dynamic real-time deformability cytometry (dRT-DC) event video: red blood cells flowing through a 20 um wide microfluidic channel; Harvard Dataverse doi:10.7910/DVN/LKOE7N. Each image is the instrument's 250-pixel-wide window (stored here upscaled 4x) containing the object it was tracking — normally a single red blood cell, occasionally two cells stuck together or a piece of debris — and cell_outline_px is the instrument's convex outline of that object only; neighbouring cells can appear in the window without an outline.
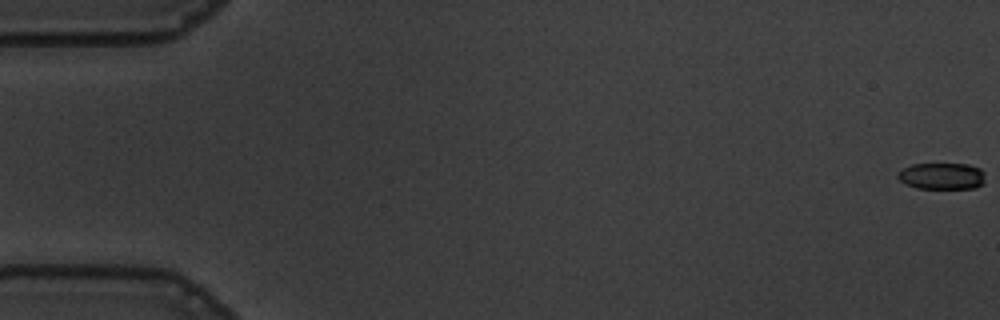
{"species": "common noctule bat (a hibernating species)", "species_latin": "Nyctalus noctula", "temperature_condition": "warm", "stored_images_in_passage": 57, "camera_frame_rate_fps": 3000, "um_per_image_px": 0.085, "animal": {"sex": "male", "body_mass_g": 19.5, "forearm_length_mm": 54.6}, "frame": {"image": 1, "passage_image": 1, "time_ms": 0.0, "image_size_px": [1000, 320], "cell_outline_px": [[984, 184], [976, 188], [916, 188], [900, 180], [896, 176], [900, 168], [912, 164], [968, 164], [980, 168], [984, 172]], "centroid_in_image_um": [80.06, 14.96], "position_along_channel_um": 4.9, "area_um2": 13.64}}
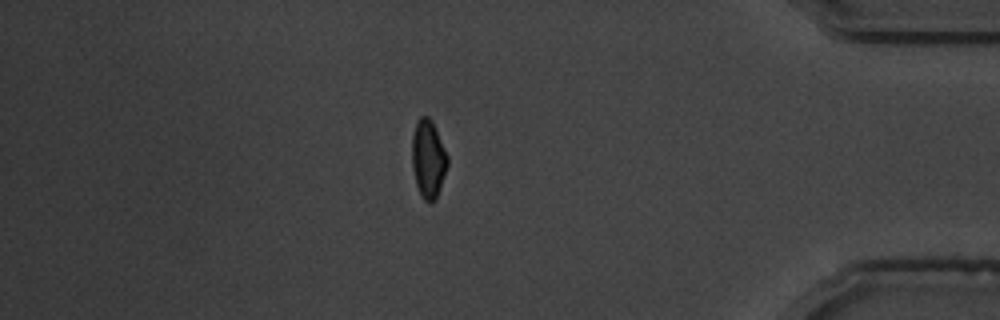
{"frame": {"image": 2, "passage_image": 49, "time_ms": 16.0, "image_size_px": [1000, 320], "cell_outline_px": [[448, 164], [436, 200], [424, 200], [416, 184], [412, 168], [412, 136], [416, 120], [420, 116], [428, 116], [432, 120], [448, 156]], "centroid_in_image_um": [36.39, 13.46], "position_along_channel_um": 398.8, "area_um2": 16.13}}
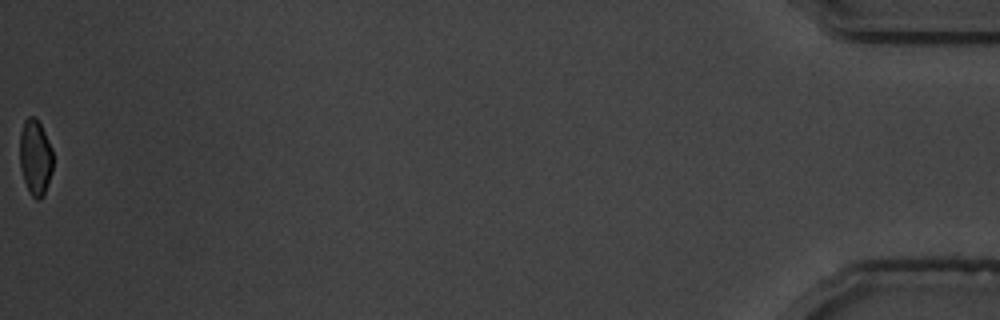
{"frame": {"image": 3, "passage_image": 57, "time_ms": 18.667, "image_size_px": [1000, 320], "cell_outline_px": [[52, 172], [44, 196], [40, 200], [36, 200], [32, 196], [24, 180], [20, 168], [20, 132], [24, 120], [28, 116], [36, 116], [52, 148]], "centroid_in_image_um": [3.0, 13.37], "position_along_channel_um": 432.2, "area_um2": 14.74}, "authors_computed_cell_mechanics": {"area_um2": 16.1262, "velocity_mm_per_s": 3.6647, "shape_relaxation_time_tau1_ms": 7.3594, "shape_relaxation_time_tau2_ms": 2.5007, "deformation_change_tau1": 0.158, "deformation_change_tau2": 0.0539}}